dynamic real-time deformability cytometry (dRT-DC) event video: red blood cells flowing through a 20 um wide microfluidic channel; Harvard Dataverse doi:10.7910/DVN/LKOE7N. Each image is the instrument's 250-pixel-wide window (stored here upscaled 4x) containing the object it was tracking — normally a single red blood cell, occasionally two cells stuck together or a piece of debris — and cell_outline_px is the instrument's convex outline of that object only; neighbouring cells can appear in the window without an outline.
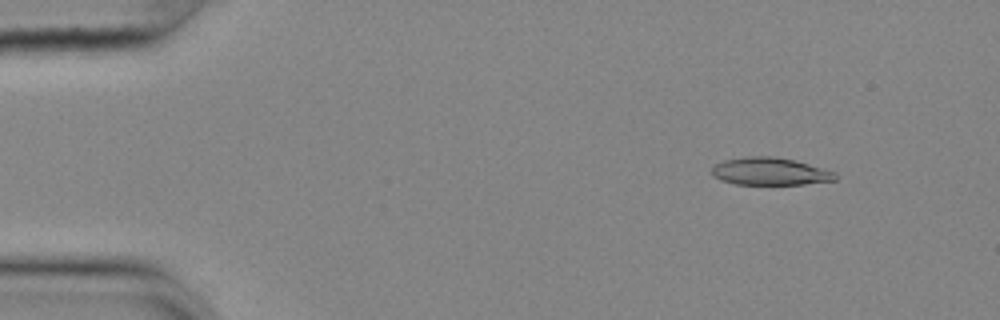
{"species": "common noctule bat (a hibernating species)", "species_latin": "Nyctalus noctula", "temperature_condition": "cold", "stored_images_in_passage": 55, "camera_frame_rate_fps": 3000, "um_per_image_px": 0.085, "animal": {"sex": "female", "body_mass_g": 25.1}, "frame": {"image": 1, "passage_image": 6, "time_ms": 1.667, "image_size_px": [1000, 320], "cell_outline_px": [[836, 180], [804, 184], [736, 184], [720, 180], [712, 176], [712, 168], [716, 164], [724, 160], [748, 156], [772, 156], [792, 160], [808, 164], [836, 172]], "centroid_in_image_um": [65.43, 14.57], "position_along_channel_um": 19.6, "area_um2": 19.65}}
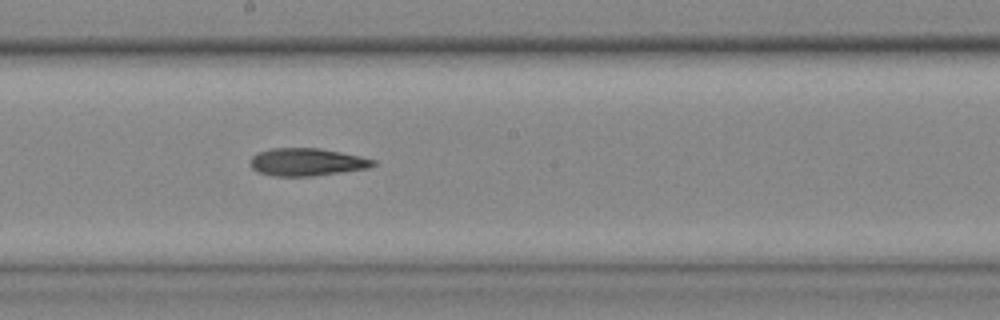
{"frame": {"image": 2, "passage_image": 30, "time_ms": 9.667, "image_size_px": [1000, 320], "cell_outline_px": [[376, 164], [368, 168], [312, 176], [272, 176], [256, 172], [248, 164], [248, 160], [256, 152], [272, 148], [320, 148], [360, 156], [376, 160]], "centroid_in_image_um": [26.01, 13.77], "position_along_channel_um": 222.2, "area_um2": 20.0}}
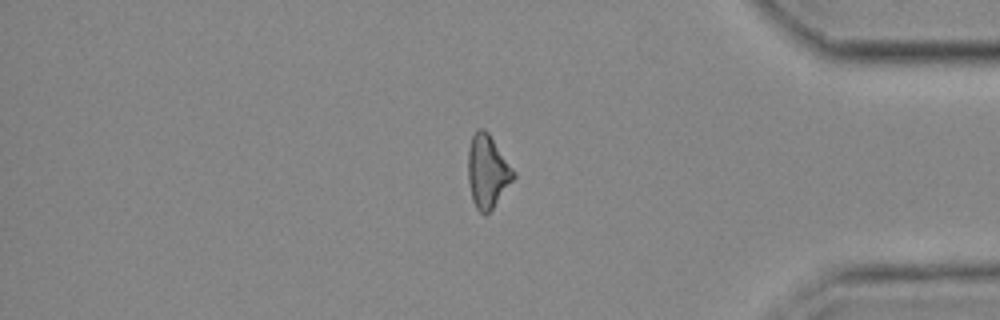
{"frame": {"image": 3, "passage_image": 46, "time_ms": 15.0, "image_size_px": [1000, 320], "cell_outline_px": [[516, 176], [492, 208], [484, 216], [476, 208], [472, 200], [468, 184], [468, 148], [472, 136], [476, 128], [484, 128], [488, 132], [516, 172]], "centroid_in_image_um": [41.42, 14.55], "position_along_channel_um": 393.8, "area_um2": 19.42}}